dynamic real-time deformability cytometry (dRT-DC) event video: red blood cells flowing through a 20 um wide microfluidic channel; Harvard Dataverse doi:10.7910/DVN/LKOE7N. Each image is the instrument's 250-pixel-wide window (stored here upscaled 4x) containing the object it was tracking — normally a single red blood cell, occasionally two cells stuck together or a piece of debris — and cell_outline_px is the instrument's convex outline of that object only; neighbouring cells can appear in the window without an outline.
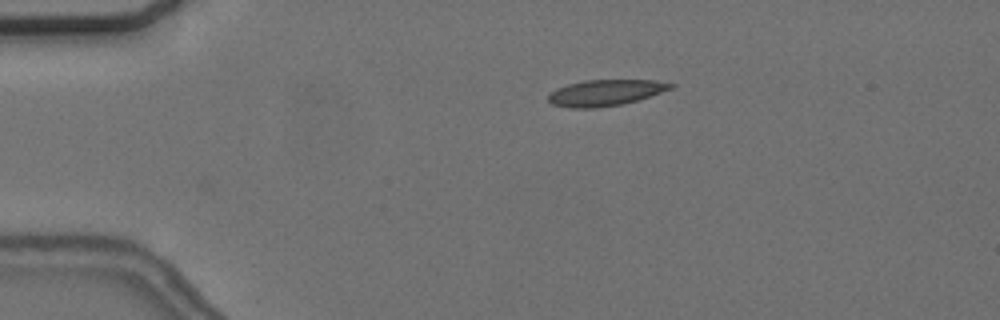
{"species": "common noctule bat (a hibernating species)", "species_latin": "Nyctalus noctula", "temperature_condition": "cold", "stored_images_in_passage": 40, "camera_frame_rate_fps": 3000, "um_per_image_px": 0.085, "animal": {"sex": "female", "body_mass_g": 24.6, "forearm_length_mm": 56.2}, "frame": {"image": 1, "passage_image": 1, "time_ms": 0.0, "image_size_px": [1000, 320], "cell_outline_px": [[676, 84], [672, 88], [636, 100], [620, 104], [596, 108], [572, 108], [552, 104], [548, 100], [548, 96], [552, 92], [568, 84], [584, 80], [656, 80]], "centroid_in_image_um": [51.46, 7.87], "position_along_channel_um": 33.5, "area_um2": 18.26}}
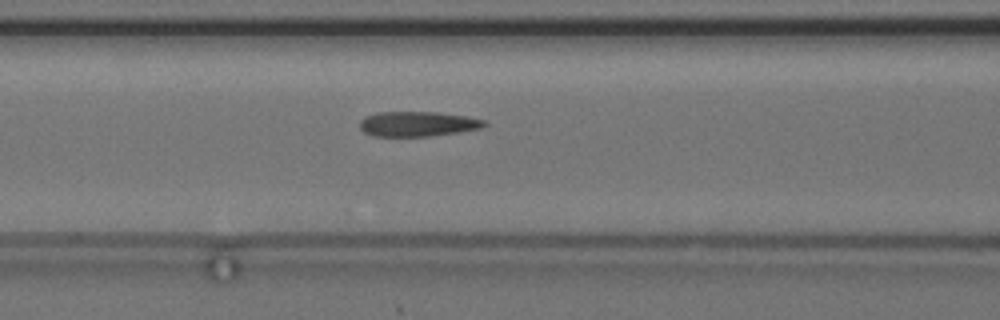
{"frame": {"image": 2, "passage_image": 13, "time_ms": 4.0, "image_size_px": [1000, 320], "cell_outline_px": [[488, 124], [480, 128], [460, 132], [428, 136], [372, 136], [364, 132], [360, 128], [360, 120], [364, 116], [376, 112], [436, 112], [464, 116], [484, 120]], "centroid_in_image_um": [35.46, 10.53], "position_along_channel_um": 131.1, "area_um2": 18.09}}
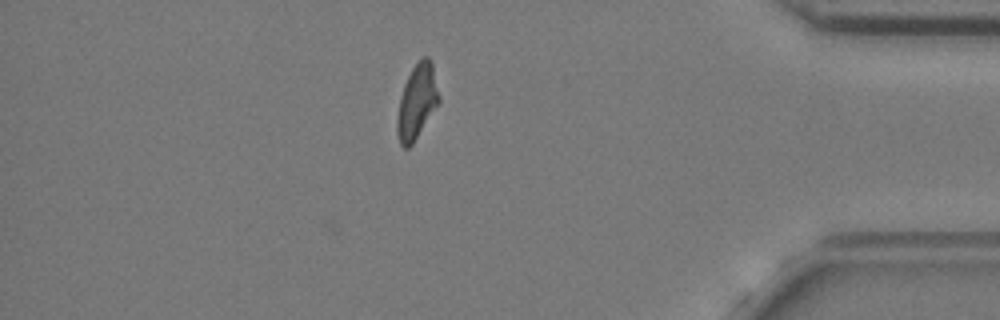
{"frame": {"image": 3, "passage_image": 38, "time_ms": 12.333, "image_size_px": [1000, 320], "cell_outline_px": [[440, 100], [412, 144], [408, 148], [404, 148], [400, 144], [396, 132], [396, 120], [400, 96], [404, 84], [412, 68], [424, 56], [428, 56], [432, 64], [440, 96]], "centroid_in_image_um": [35.42, 8.65], "position_along_channel_um": 399.8, "area_um2": 17.92}, "authors_computed_cell_mechanics": {"area_um2": 18.4382, "velocity_mm_per_s": 3.6613, "shape_relaxation_time_tau1_ms": null, "shape_relaxation_time_tau2_ms": 3.0504, "deformation_change_tau1": null, "deformation_change_tau2": 0.1036}}